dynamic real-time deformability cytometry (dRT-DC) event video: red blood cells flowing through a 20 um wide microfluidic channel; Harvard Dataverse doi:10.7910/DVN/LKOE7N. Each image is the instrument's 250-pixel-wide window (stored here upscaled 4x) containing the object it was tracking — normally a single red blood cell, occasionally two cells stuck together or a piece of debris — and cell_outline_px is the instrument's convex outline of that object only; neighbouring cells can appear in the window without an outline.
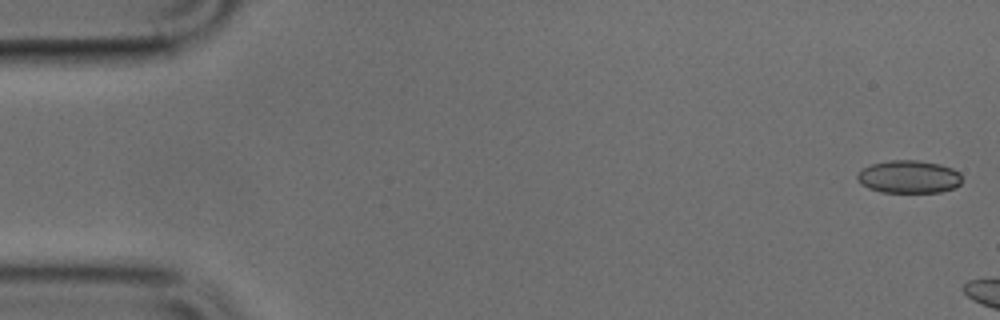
{"species": "common noctule bat (a hibernating species)", "species_latin": "Nyctalus noctula", "temperature_condition": "cold", "stored_images_in_passage": 5, "camera_frame_rate_fps": 3000, "um_per_image_px": 0.085, "animal": {"sex": "male", "body_mass_g": 17.9, "forearm_length_mm": 54.2}, "frame": {"image": 1, "passage_image": 1, "time_ms": 0.0, "image_size_px": [1000, 320], "cell_outline_px": [[960, 184], [956, 188], [940, 192], [880, 192], [868, 188], [860, 184], [856, 176], [864, 168], [872, 164], [888, 160], [916, 160], [940, 164], [952, 168], [960, 172]], "centroid_in_image_um": [77.26, 15.03], "position_along_channel_um": 7.7, "area_um2": 20.06}}